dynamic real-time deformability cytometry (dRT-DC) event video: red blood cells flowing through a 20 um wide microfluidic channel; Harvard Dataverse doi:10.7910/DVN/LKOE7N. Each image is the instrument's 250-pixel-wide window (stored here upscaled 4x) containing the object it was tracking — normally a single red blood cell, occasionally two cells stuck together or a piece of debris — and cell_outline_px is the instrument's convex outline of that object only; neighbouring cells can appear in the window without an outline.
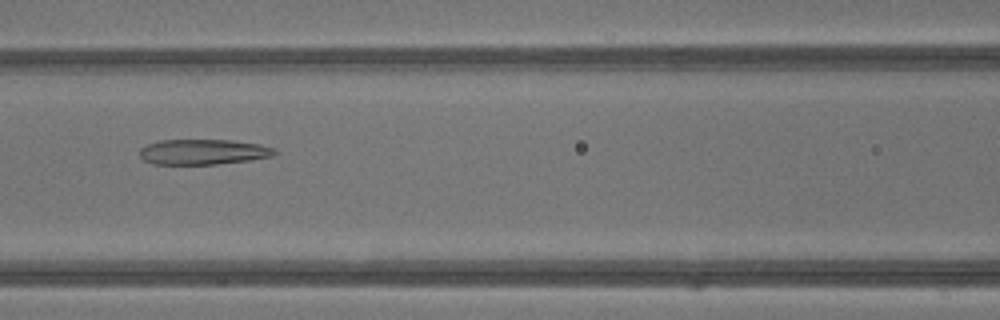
{"species": "common noctule bat (a hibernating species)", "species_latin": "Nyctalus noctula", "temperature_condition": "warm", "stored_images_in_passage": 42, "camera_frame_rate_fps": 3000, "um_per_image_px": 0.085, "animal": {"sex": "male", "body_mass_g": 13.3}, "frame": {"image": 1, "passage_image": 19, "time_ms": 6.0, "image_size_px": [1000, 320], "cell_outline_px": [[280, 152], [272, 156], [248, 160], [216, 164], [152, 164], [144, 160], [140, 156], [140, 148], [148, 144], [160, 140], [232, 140], [260, 144], [276, 148]], "centroid_in_image_um": [17.3, 12.9], "position_along_channel_um": 149.3, "area_um2": 20.0}}
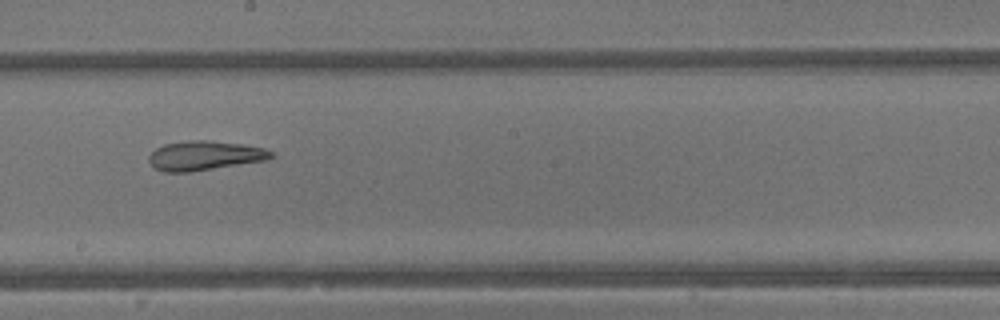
{"frame": {"image": 2, "passage_image": 24, "time_ms": 7.667, "image_size_px": [1000, 320], "cell_outline_px": [[276, 156], [268, 160], [188, 172], [164, 172], [152, 168], [148, 160], [148, 156], [156, 148], [164, 144], [192, 140], [208, 140], [240, 144], [264, 148], [272, 152]], "centroid_in_image_um": [17.37, 13.23], "position_along_channel_um": 230.8, "area_um2": 20.98}}
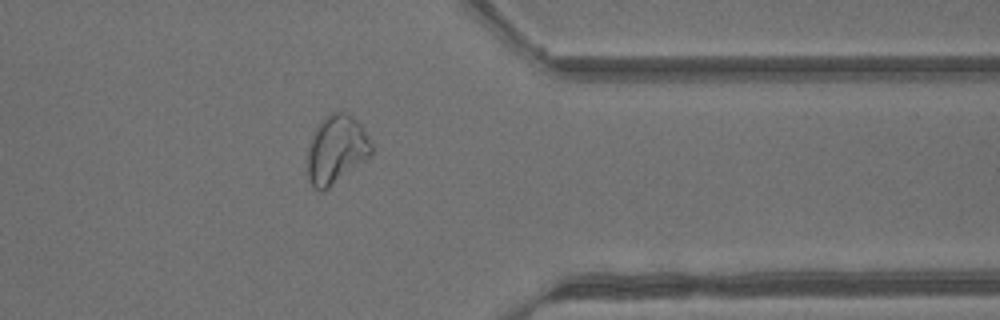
{"frame": {"image": 3, "passage_image": 34, "time_ms": 11.0, "image_size_px": [1000, 320], "cell_outline_px": [[372, 156], [324, 192], [320, 192], [308, 180], [308, 148], [312, 136], [316, 128], [324, 116], [332, 112], [344, 112], [352, 116], [360, 124], [372, 144]], "centroid_in_image_um": [28.6, 12.74], "position_along_channel_um": 382.8, "area_um2": 25.61}, "authors_computed_cell_mechanics": {"area_um2": 26.9926, "velocity_mm_per_s": 4.8966, "shape_relaxation_time_tau1_ms": null, "shape_relaxation_time_tau2_ms": 0.8075, "deformation_change_tau1": null, "deformation_change_tau2": 0.0886}}